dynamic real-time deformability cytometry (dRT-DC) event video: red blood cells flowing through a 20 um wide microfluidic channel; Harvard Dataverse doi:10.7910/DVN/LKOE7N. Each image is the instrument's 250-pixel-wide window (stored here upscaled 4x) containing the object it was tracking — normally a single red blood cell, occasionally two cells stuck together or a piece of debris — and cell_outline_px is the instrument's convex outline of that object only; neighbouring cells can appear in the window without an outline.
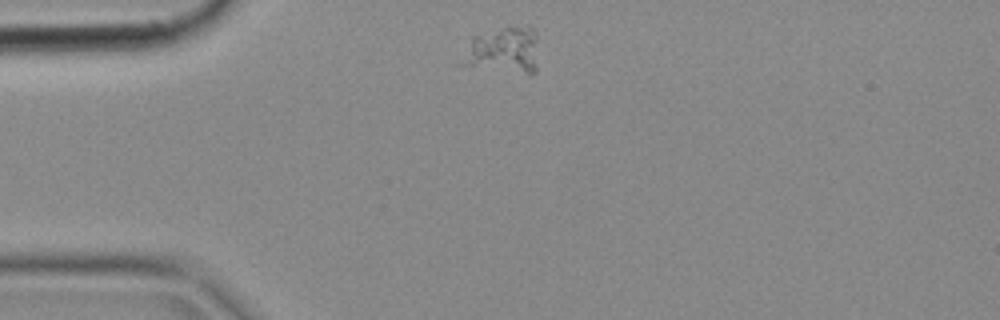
{"species": "common noctule bat (a hibernating species)", "species_latin": "Nyctalus noctula", "temperature_condition": "cold", "stored_images_in_passage": 2, "camera_frame_rate_fps": 3000, "um_per_image_px": 0.085, "animal": {"sex": "female", "body_mass_g": 18.4}, "frame": {"image": 1, "passage_image": 1, "time_ms": 0.0, "image_size_px": [1000, 320], "cell_outline_px": [[536, 72], [524, 72], [452, 64], [472, 36], [504, 28], [532, 28], [536, 36]], "centroid_in_image_um": [42.62, 4.29], "position_along_channel_um": 42.4, "area_um2": 20.4}}